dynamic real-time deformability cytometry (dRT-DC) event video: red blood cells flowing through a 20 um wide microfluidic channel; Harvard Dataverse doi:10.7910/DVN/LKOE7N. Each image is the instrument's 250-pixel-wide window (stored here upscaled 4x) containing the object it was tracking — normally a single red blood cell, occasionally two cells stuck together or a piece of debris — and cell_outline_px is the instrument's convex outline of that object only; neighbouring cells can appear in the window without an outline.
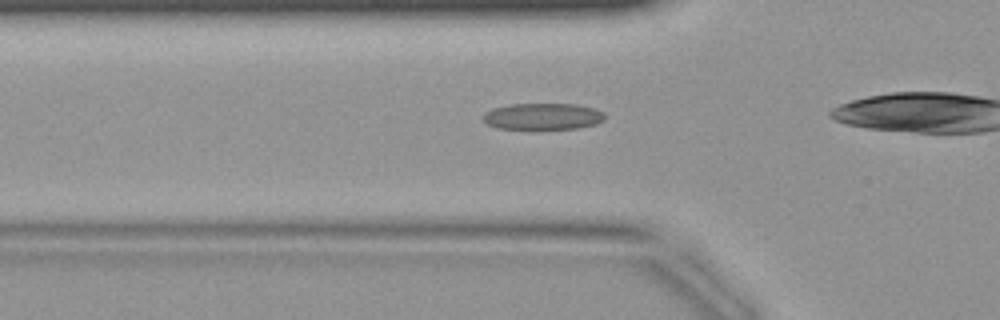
{"species": "common noctule bat (a hibernating species)", "species_latin": "Nyctalus noctula", "temperature_condition": "warm", "stored_images_in_passage": 24, "camera_frame_rate_fps": 3000, "um_per_image_px": 0.085, "animal": {"sex": "female", "body_mass_g": 19.9}, "frame": {"image": 1, "passage_image": 4, "time_ms": 1.0, "image_size_px": [1000, 320], "cell_outline_px": [[604, 120], [596, 124], [580, 128], [540, 132], [532, 132], [496, 128], [488, 124], [480, 116], [484, 112], [492, 108], [508, 104], [576, 104], [596, 108], [604, 112]], "centroid_in_image_um": [46.1, 9.95], "position_along_channel_um": 79.7, "area_um2": 20.17}}
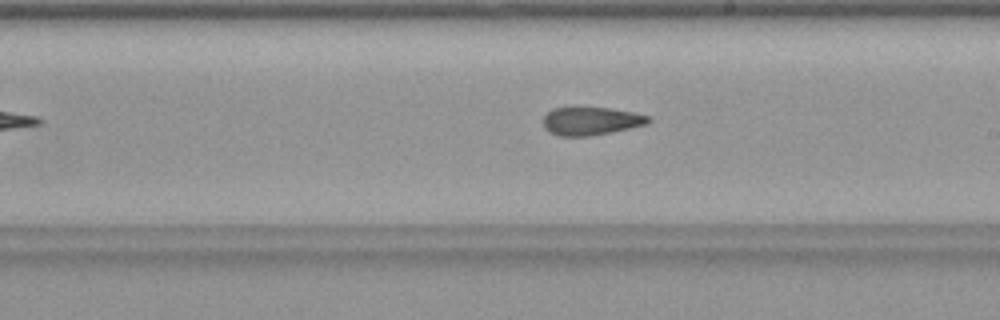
{"frame": {"image": 2, "passage_image": 14, "time_ms": 4.333, "image_size_px": [1000, 320], "cell_outline_px": [[652, 120], [648, 124], [612, 132], [592, 136], [560, 136], [548, 132], [544, 128], [544, 116], [552, 108], [572, 104], [612, 108], [632, 112], [648, 116]], "centroid_in_image_um": [50.19, 10.24], "position_along_channel_um": 238.8, "area_um2": 18.09}}